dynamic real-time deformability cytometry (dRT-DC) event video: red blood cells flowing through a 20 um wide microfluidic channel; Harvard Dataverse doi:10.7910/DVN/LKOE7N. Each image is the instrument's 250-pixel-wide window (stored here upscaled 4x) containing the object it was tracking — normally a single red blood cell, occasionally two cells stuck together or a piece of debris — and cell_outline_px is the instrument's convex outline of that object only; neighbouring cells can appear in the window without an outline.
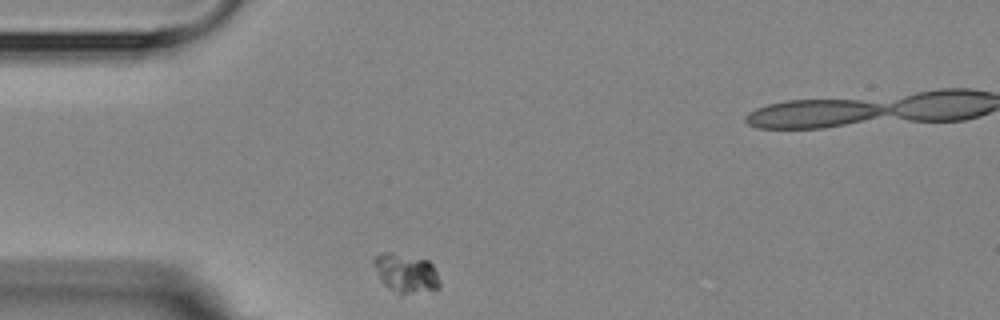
{"species": "Egyptian fruit bat (a non-hibernating species)", "species_latin": "Rousettus aegyptiacus", "temperature_condition": "room temperature", "stored_images_in_passage": 5, "camera_frame_rate_fps": 3000, "um_per_image_px": 0.085, "animal": {"sex": "female"}, "frame": {"image": 1, "passage_image": 1, "time_ms": 0.0, "image_size_px": [1000, 320], "cell_outline_px": [[440, 288], [400, 296], [388, 288], [380, 280], [372, 264], [372, 260], [380, 252], [392, 252], [428, 260], [432, 264], [436, 272], [440, 284]], "centroid_in_image_um": [34.46, 23.23], "position_along_channel_um": 50.5, "area_um2": 15.26}}
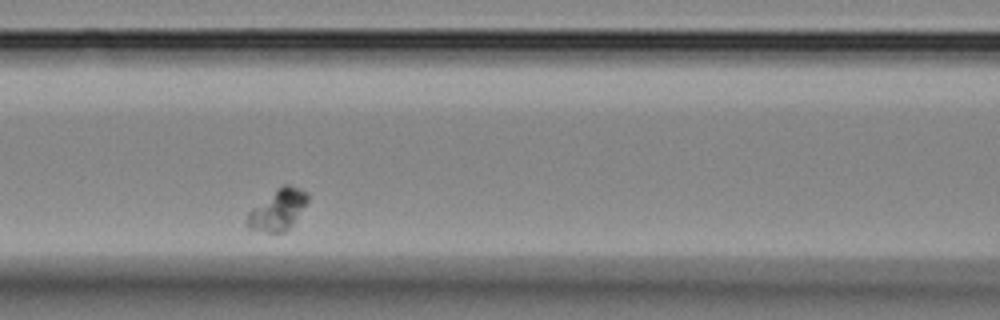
{"frame": {"image": 2, "passage_image": 4, "time_ms": 3.333, "image_size_px": [1000, 320], "cell_outline_px": [[308, 200], [292, 224], [284, 232], [268, 232], [248, 228], [244, 224], [244, 220], [248, 212], [252, 208], [276, 188], [284, 184], [288, 184], [308, 192]], "centroid_in_image_um": [23.56, 17.82], "position_along_channel_um": 143.0, "area_um2": 14.39}}
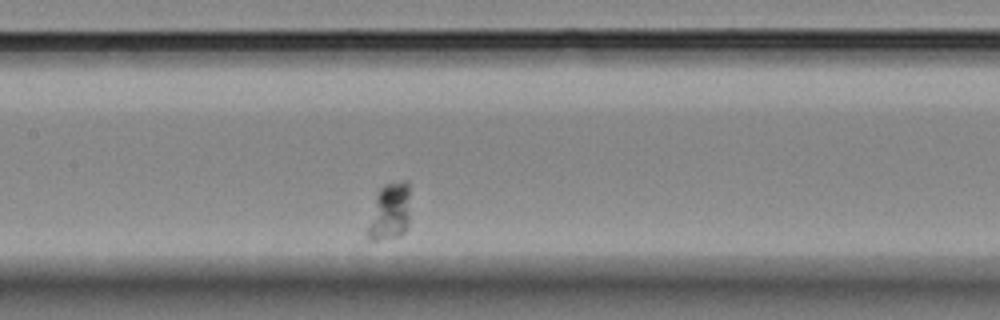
{"frame": {"image": 3, "passage_image": 5, "time_ms": 4.333, "image_size_px": [1000, 320], "cell_outline_px": [[408, 228], [400, 236], [380, 240], [372, 240], [368, 236], [368, 224], [376, 196], [380, 188], [384, 184], [400, 180], [408, 180]], "centroid_in_image_um": [33.13, 17.98], "position_along_channel_um": 174.3, "area_um2": 14.05}}